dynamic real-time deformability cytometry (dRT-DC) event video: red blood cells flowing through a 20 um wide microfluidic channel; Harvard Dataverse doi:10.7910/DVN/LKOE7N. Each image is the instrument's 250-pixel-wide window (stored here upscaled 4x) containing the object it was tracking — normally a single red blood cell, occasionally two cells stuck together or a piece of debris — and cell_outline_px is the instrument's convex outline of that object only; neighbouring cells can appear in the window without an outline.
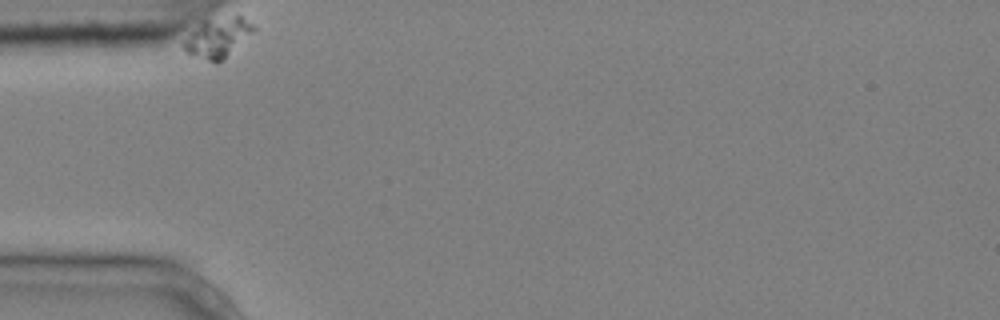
{"species": "common noctule bat (a hibernating species)", "species_latin": "Nyctalus noctula", "temperature_condition": "cold", "stored_images_in_passage": 6, "camera_frame_rate_fps": 3000, "um_per_image_px": 0.085, "animal": {"sex": "male", "body_mass_g": 20.4}, "frame": {"image": 1, "passage_image": 1, "time_ms": 0.0, "image_size_px": [1000, 320], "cell_outline_px": [[256, 28], [252, 32], [216, 64], [188, 52], [180, 44], [200, 20], [232, 16], [240, 16], [256, 24]], "centroid_in_image_um": [18.47, 3.15], "position_along_channel_um": 66.5, "area_um2": 15.84}}
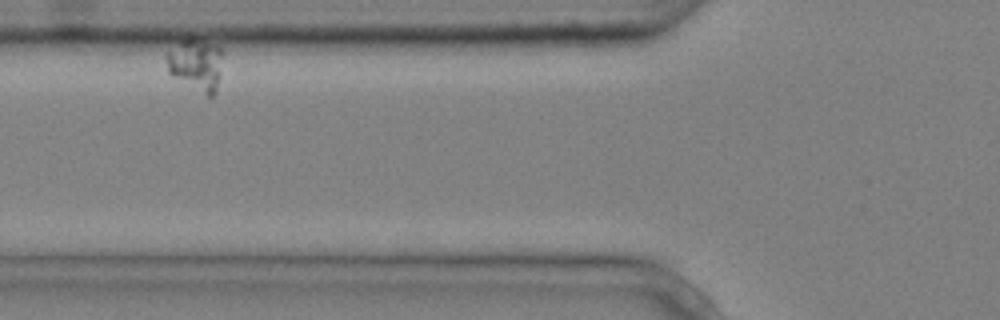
{"frame": {"image": 2, "passage_image": 2, "time_ms": 0.333, "image_size_px": [1000, 320], "cell_outline_px": [[224, 52], [220, 76], [216, 92], [212, 96], [208, 96], [172, 76], [168, 72], [164, 56], [180, 40], [188, 36], [192, 36], [216, 44]], "centroid_in_image_um": [16.67, 5.43], "position_along_channel_um": 109.1, "area_um2": 17.63}}
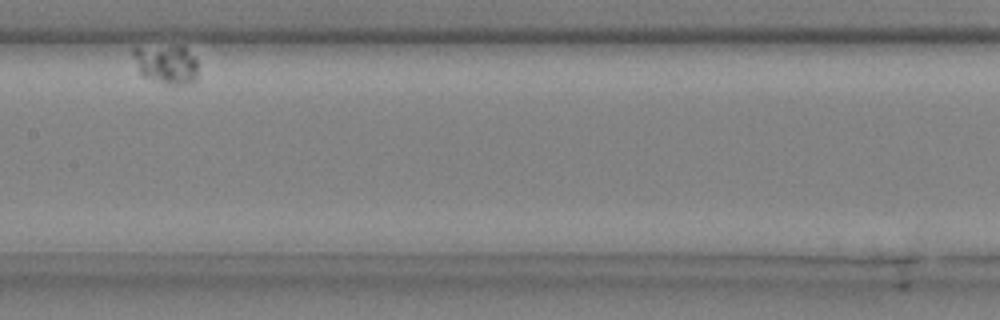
{"frame": {"image": 3, "passage_image": 5, "time_ms": 1.333, "image_size_px": [1000, 320], "cell_outline_px": [[196, 80], [192, 84], [168, 84], [144, 76], [140, 72], [132, 52], [132, 48], [176, 44], [180, 44], [196, 60]], "centroid_in_image_um": [14.15, 5.43], "position_along_channel_um": 193.3, "area_um2": 14.62}}